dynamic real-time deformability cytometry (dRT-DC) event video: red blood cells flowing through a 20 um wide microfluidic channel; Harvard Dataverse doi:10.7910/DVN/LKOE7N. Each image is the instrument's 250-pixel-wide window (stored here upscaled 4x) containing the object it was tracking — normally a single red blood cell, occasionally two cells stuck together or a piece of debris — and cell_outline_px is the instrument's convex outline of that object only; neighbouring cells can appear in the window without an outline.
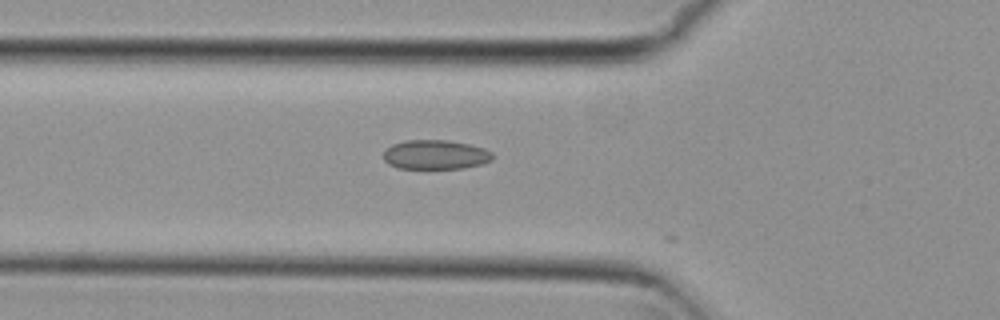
{"species": "common noctule bat (a hibernating species)", "species_latin": "Nyctalus noctula", "temperature_condition": "cold", "stored_images_in_passage": 7, "camera_frame_rate_fps": 3000, "um_per_image_px": 0.085, "animal": {"sex": "female", "body_mass_g": 29.2, "forearm_length_mm": 56.3}, "frame": {"image": 1, "passage_image": 6, "time_ms": 1.667, "image_size_px": [1000, 320], "cell_outline_px": [[492, 160], [484, 164], [464, 168], [396, 168], [388, 164], [384, 160], [384, 152], [392, 144], [404, 140], [448, 140], [472, 144], [484, 148], [492, 152]], "centroid_in_image_um": [37.04, 13.14], "position_along_channel_um": 88.8, "area_um2": 18.84}}